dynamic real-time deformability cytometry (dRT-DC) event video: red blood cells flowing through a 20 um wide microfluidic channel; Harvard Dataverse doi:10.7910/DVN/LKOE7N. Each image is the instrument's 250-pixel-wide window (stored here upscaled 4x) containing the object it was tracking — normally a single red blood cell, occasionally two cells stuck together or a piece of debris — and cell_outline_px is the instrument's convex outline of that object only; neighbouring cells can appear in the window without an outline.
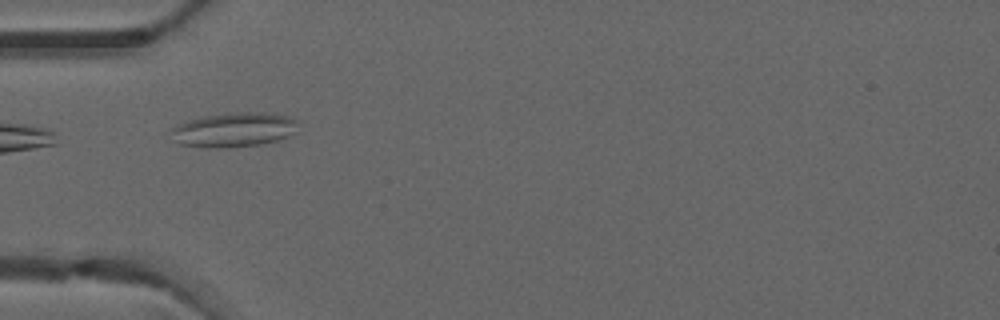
{"species": "common noctule bat (a hibernating species)", "species_latin": "Nyctalus noctula", "temperature_condition": "warm", "stored_images_in_passage": 6, "camera_frame_rate_fps": 3000, "um_per_image_px": 0.085, "animal": {"sex": "male", "forearm_length_mm": 52.5}, "frame": {"image": 1, "passage_image": 5, "time_ms": 1.333, "image_size_px": [1000, 320], "cell_outline_px": [[300, 132], [292, 136], [260, 144], [228, 148], [208, 148], [180, 144], [172, 128], [176, 124], [188, 120], [208, 116], [236, 112], [264, 112], [288, 116], [296, 120]], "centroid_in_image_um": [20.0, 11.03], "position_along_channel_um": 65.0, "area_um2": 25.43}}